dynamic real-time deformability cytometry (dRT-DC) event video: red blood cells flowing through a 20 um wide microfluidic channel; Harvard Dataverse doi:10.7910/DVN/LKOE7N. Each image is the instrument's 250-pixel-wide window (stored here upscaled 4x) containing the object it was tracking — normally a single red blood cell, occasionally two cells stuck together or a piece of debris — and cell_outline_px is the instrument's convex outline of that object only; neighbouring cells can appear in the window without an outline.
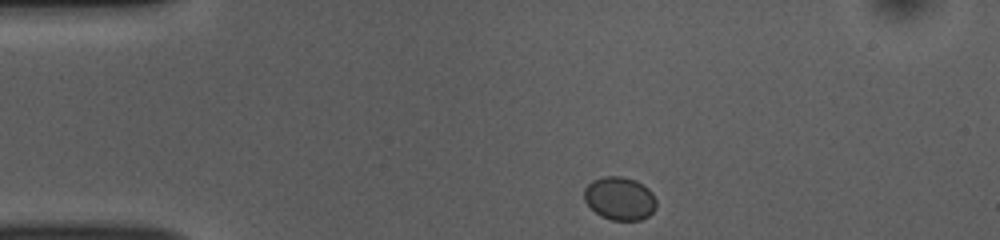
{"species": "common noctule bat (a hibernating species)", "species_latin": "Nyctalus noctula", "temperature_condition": "room temperature", "stored_images_in_passage": 43, "camera_frame_rate_fps": 3000, "um_per_image_px": 0.085, "animal": {"sex": "female", "body_mass_g": 10.0, "forearm_length_mm": 53.1}, "frame": {"image": 1, "passage_image": 1, "time_ms": 0.0, "image_size_px": [1000, 240], "cell_outline_px": [[656, 208], [648, 216], [640, 220], [612, 220], [600, 216], [584, 200], [584, 188], [592, 180], [604, 176], [620, 176], [636, 180], [648, 188], [652, 192], [656, 200]], "centroid_in_image_um": [52.68, 16.86], "position_along_channel_um": 32.3, "area_um2": 18.21}}
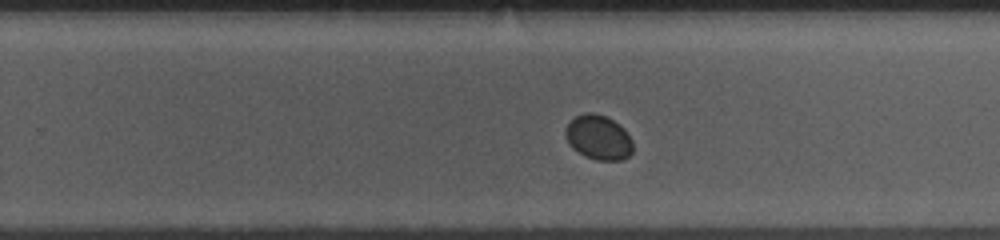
{"frame": {"image": 2, "passage_image": 24, "time_ms": 7.667, "image_size_px": [1000, 240], "cell_outline_px": [[632, 152], [628, 156], [620, 160], [596, 160], [584, 156], [572, 148], [568, 144], [564, 136], [564, 132], [568, 124], [576, 116], [584, 112], [592, 112], [604, 116], [612, 120], [624, 128], [632, 140]], "centroid_in_image_um": [50.84, 11.69], "position_along_channel_um": 279.0, "area_um2": 17.57}}
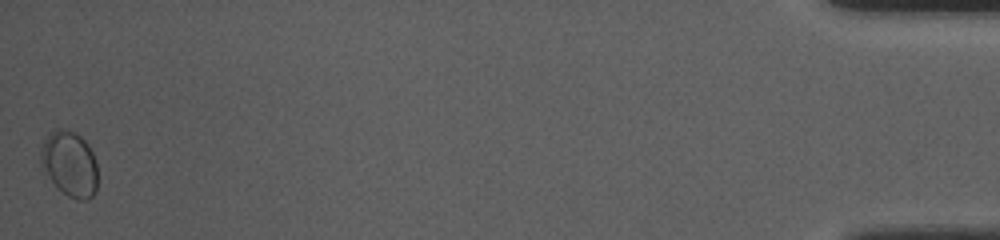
{"frame": {"image": 3, "passage_image": 43, "time_ms": 14.0, "image_size_px": [1000, 240], "cell_outline_px": [[96, 192], [88, 200], [76, 200], [68, 196], [48, 176], [40, 164], [40, 152], [44, 140], [56, 128], [64, 128], [80, 136], [88, 144], [96, 160]], "centroid_in_image_um": [5.93, 13.92], "position_along_channel_um": 429.3, "area_um2": 21.44}}